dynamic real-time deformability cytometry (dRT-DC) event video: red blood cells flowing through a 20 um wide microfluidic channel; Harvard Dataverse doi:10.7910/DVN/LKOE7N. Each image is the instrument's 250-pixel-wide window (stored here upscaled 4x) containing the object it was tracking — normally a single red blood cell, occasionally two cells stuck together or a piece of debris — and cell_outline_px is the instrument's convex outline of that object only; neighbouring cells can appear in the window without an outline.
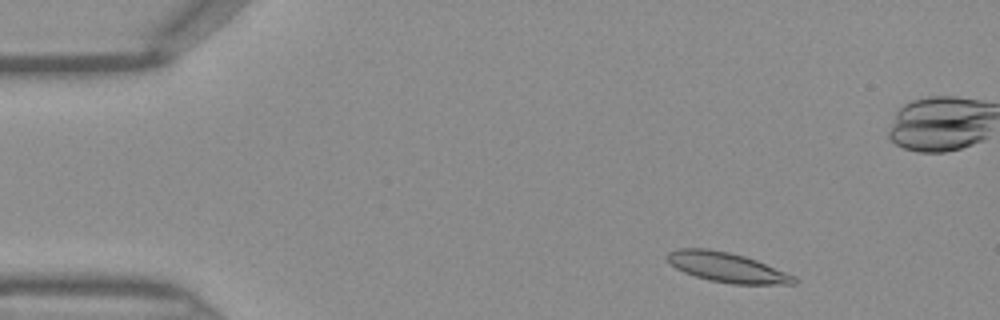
{"species": "Egyptian fruit bat (a non-hibernating species)", "species_latin": "Rousettus aegyptiacus", "temperature_condition": "warm", "stored_images_in_passage": 45, "camera_frame_rate_fps": 3000, "um_per_image_px": 0.085, "frame": {"image": 1, "passage_image": 4, "time_ms": 1.0, "image_size_px": [1000, 320], "cell_outline_px": [[796, 284], [732, 284], [708, 280], [684, 272], [676, 268], [664, 256], [668, 252], [680, 248], [708, 248], [728, 252], [744, 256], [756, 260], [796, 276]], "centroid_in_image_um": [61.78, 22.72], "position_along_channel_um": 23.2, "area_um2": 21.91}}
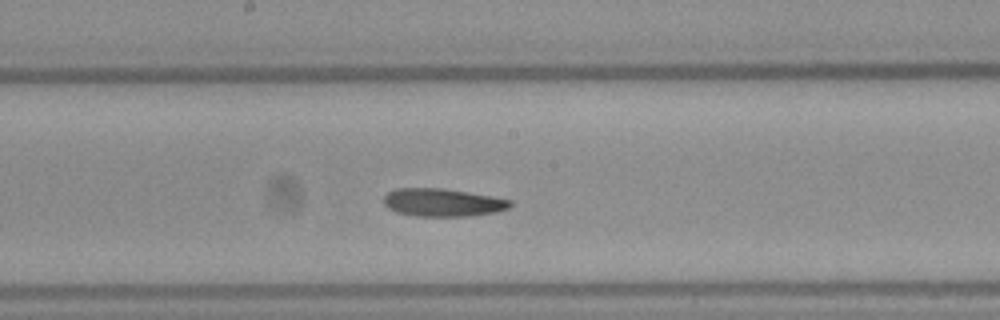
{"frame": {"image": 2, "passage_image": 22, "time_ms": 7.0, "image_size_px": [1000, 320], "cell_outline_px": [[512, 204], [508, 208], [496, 212], [472, 216], [416, 216], [396, 212], [388, 208], [384, 204], [384, 196], [388, 192], [396, 188], [444, 188], [492, 196], [512, 200]], "centroid_in_image_um": [37.63, 17.21], "position_along_channel_um": 210.6, "area_um2": 20.69}}
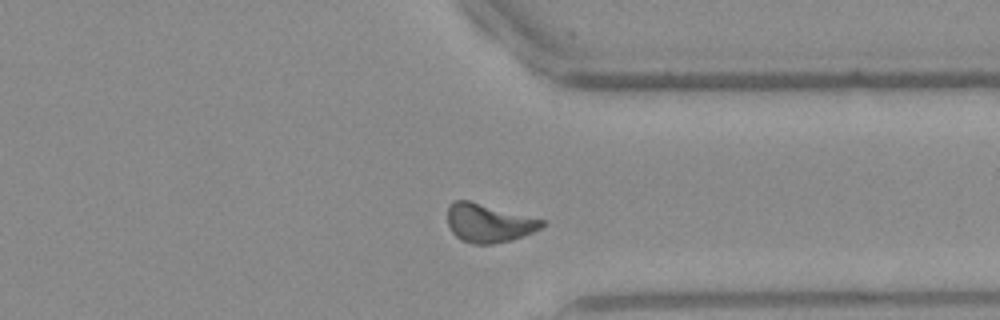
{"frame": {"image": 3, "passage_image": 33, "time_ms": 10.667, "image_size_px": [1000, 320], "cell_outline_px": [[544, 224], [540, 228], [532, 232], [512, 240], [492, 244], [472, 244], [460, 240], [452, 232], [448, 224], [448, 204], [452, 200], [472, 200], [544, 220]], "centroid_in_image_um": [41.49, 18.94], "position_along_channel_um": 369.9, "area_um2": 21.39}}